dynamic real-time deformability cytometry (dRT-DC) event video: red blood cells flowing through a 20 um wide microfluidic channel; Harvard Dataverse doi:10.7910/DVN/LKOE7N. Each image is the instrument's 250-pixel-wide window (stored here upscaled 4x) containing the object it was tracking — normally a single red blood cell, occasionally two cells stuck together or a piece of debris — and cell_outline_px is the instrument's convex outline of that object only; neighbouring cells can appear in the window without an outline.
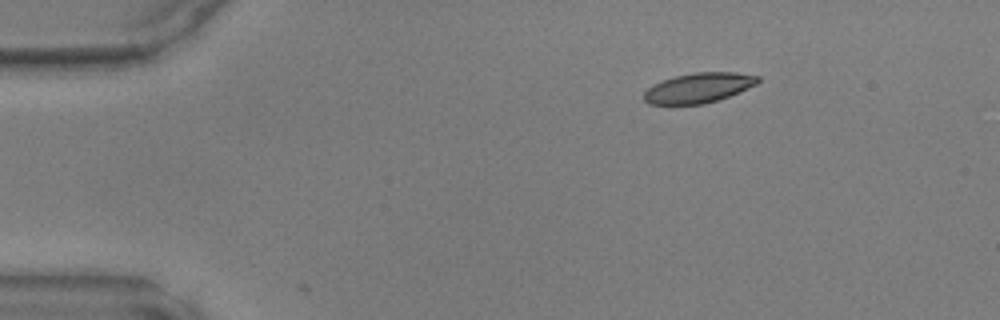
{"species": "common noctule bat (a hibernating species)", "species_latin": "Nyctalus noctula", "temperature_condition": "warm", "stored_images_in_passage": 41, "camera_frame_rate_fps": 3000, "um_per_image_px": 0.085, "animal": {"sex": "male", "body_mass_g": 17.9, "forearm_length_mm": 54.2}, "frame": {"image": 1, "passage_image": 1, "time_ms": 0.0, "image_size_px": [1000, 320], "cell_outline_px": [[760, 80], [756, 84], [720, 100], [704, 104], [648, 104], [644, 100], [644, 92], [652, 84], [676, 76], [696, 72], [736, 72], [760, 76]], "centroid_in_image_um": [59.39, 7.47], "position_along_channel_um": 25.6, "area_um2": 19.83}}
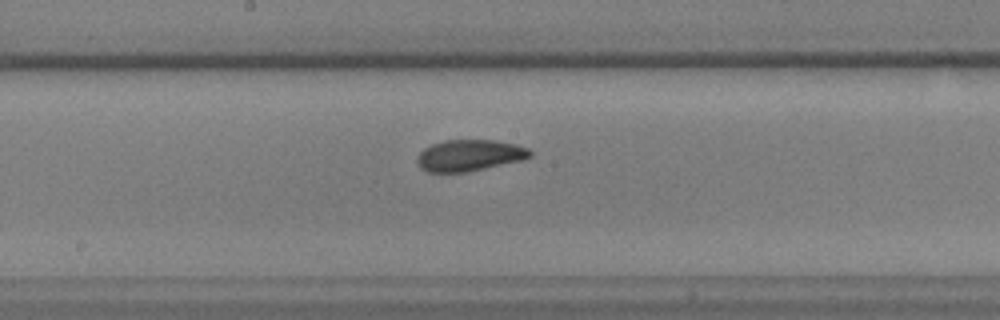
{"frame": {"image": 2, "passage_image": 19, "time_ms": 6.0, "image_size_px": [1000, 320], "cell_outline_px": [[532, 156], [524, 160], [468, 172], [428, 172], [420, 168], [416, 164], [416, 156], [424, 148], [432, 144], [444, 140], [496, 140], [516, 144], [528, 148], [532, 152]], "centroid_in_image_um": [39.9, 13.21], "position_along_channel_um": 208.3, "area_um2": 20.98}}
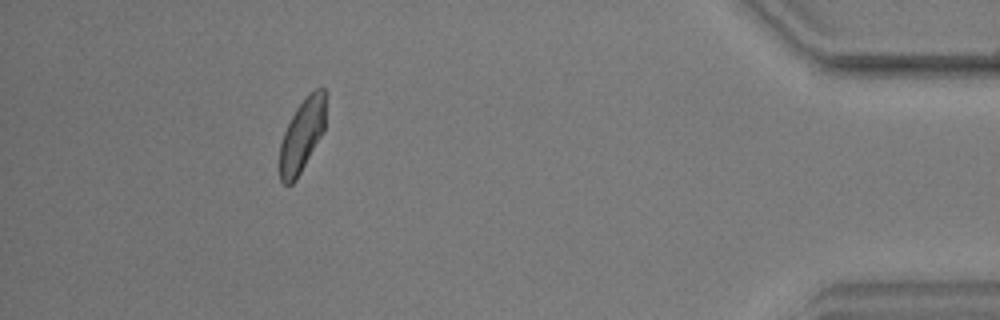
{"frame": {"image": 3, "passage_image": 37, "time_ms": 12.0, "image_size_px": [1000, 320], "cell_outline_px": [[328, 96], [324, 132], [296, 180], [292, 184], [284, 184], [280, 180], [280, 144], [284, 132], [296, 108], [304, 96], [308, 92], [316, 88], [324, 88], [328, 92]], "centroid_in_image_um": [25.73, 11.41], "position_along_channel_um": 409.5, "area_um2": 20.11}}